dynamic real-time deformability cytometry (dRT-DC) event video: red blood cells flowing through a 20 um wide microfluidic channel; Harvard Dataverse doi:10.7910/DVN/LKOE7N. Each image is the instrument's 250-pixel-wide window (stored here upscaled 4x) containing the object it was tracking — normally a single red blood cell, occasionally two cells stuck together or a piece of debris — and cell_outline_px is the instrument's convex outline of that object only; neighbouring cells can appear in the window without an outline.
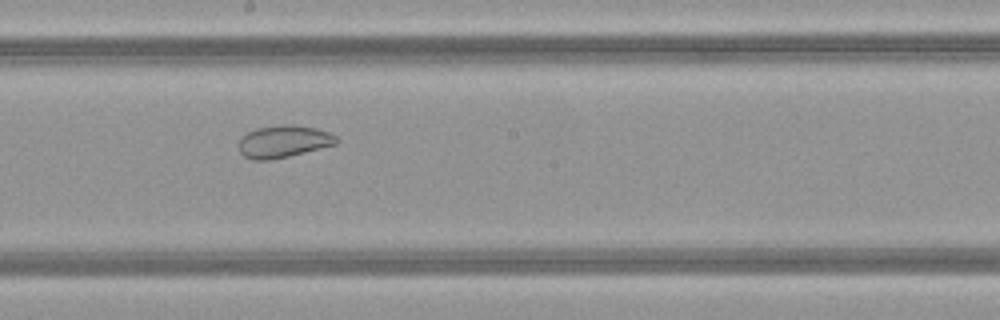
{"species": "common noctule bat (a hibernating species)", "species_latin": "Nyctalus noctula", "temperature_condition": "warm", "stored_images_in_passage": 35, "camera_frame_rate_fps": 3000, "um_per_image_px": 0.085, "animal": {"sex": "female", "body_mass_g": 21.9}, "frame": {"image": 1, "passage_image": 16, "time_ms": 5.0, "image_size_px": [1000, 320], "cell_outline_px": [[340, 140], [336, 144], [288, 156], [268, 160], [252, 160], [244, 156], [240, 152], [236, 144], [240, 136], [256, 128], [284, 124], [292, 124], [316, 128], [328, 132], [336, 136]], "centroid_in_image_um": [24.05, 12.02], "position_along_channel_um": 224.2, "area_um2": 18.5}, "authors_computed_cell_mechanics": {"area_um2": 22.7154, "velocity_mm_per_s": 4.1337, "shape_relaxation_time_tau1_ms": null, "shape_relaxation_time_tau2_ms": 1.0643, "deformation_change_tau1": null, "deformation_change_tau2": 0.0597}}